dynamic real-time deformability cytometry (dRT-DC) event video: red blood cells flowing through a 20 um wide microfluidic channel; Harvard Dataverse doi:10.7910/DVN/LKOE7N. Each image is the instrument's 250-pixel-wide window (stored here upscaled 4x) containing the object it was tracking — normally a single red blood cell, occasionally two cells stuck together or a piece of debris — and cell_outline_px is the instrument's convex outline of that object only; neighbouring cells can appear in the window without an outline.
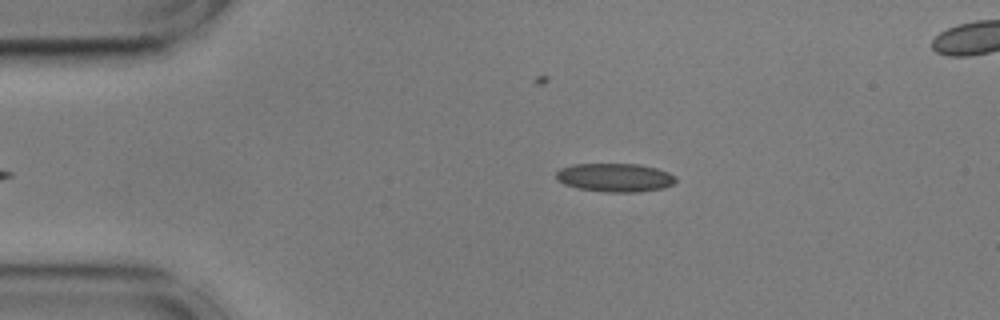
{"species": "common noctule bat (a hibernating species)", "species_latin": "Nyctalus noctula", "temperature_condition": "cold", "stored_images_in_passage": 52, "camera_frame_rate_fps": 3000, "um_per_image_px": 0.085, "animal": {"sex": "male", "body_mass_g": 17.9, "forearm_length_mm": 54.2}, "frame": {"image": 1, "passage_image": 7, "time_ms": 2.0, "image_size_px": [1000, 320], "cell_outline_px": [[676, 180], [672, 184], [664, 188], [636, 192], [604, 192], [580, 188], [564, 184], [556, 180], [556, 172], [560, 168], [572, 164], [640, 164], [656, 168], [668, 172], [676, 176]], "centroid_in_image_um": [52.26, 15.08], "position_along_channel_um": 32.7, "area_um2": 19.94}}
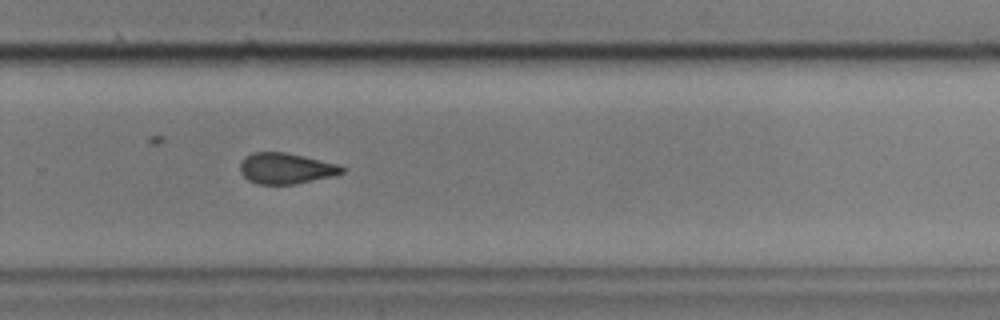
{"frame": {"image": 2, "passage_image": 33, "time_ms": 10.667, "image_size_px": [1000, 320], "cell_outline_px": [[344, 172], [336, 176], [296, 184], [256, 184], [248, 180], [240, 172], [240, 164], [244, 156], [252, 152], [284, 152], [304, 156], [336, 164], [344, 168]], "centroid_in_image_um": [24.28, 14.32], "position_along_channel_um": 305.5, "area_um2": 18.44}}
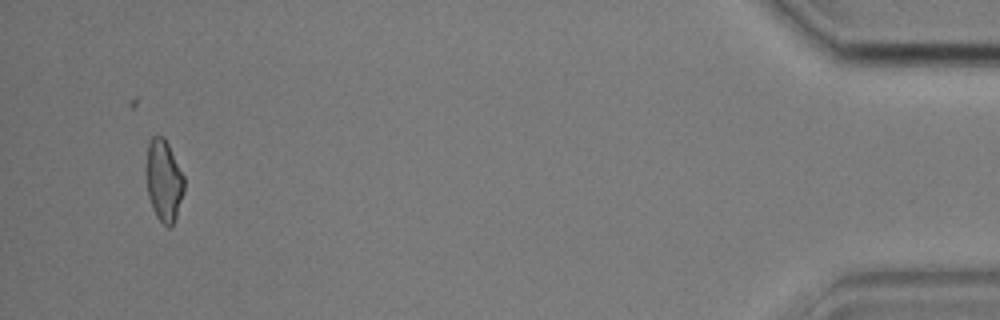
{"frame": {"image": 3, "passage_image": 49, "time_ms": 16.0, "image_size_px": [1000, 320], "cell_outline_px": [[184, 192], [176, 216], [172, 224], [168, 228], [156, 216], [152, 208], [148, 196], [148, 140], [152, 136], [164, 136], [184, 176]], "centroid_in_image_um": [13.95, 15.35], "position_along_channel_um": 421.3, "area_um2": 17.57}, "authors_computed_cell_mechanics": {"area_um2": 19.074, "velocity_mm_per_s": 3.6177, "shape_relaxation_time_tau1_ms": null, "shape_relaxation_time_tau2_ms": 2.9537, "deformation_change_tau1": null, "deformation_change_tau2": 0.1069}}